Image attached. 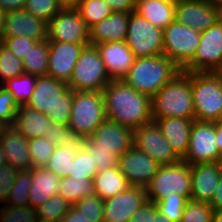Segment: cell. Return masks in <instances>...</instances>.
<instances>
[{
	"mask_svg": "<svg viewBox=\"0 0 222 222\" xmlns=\"http://www.w3.org/2000/svg\"><path fill=\"white\" fill-rule=\"evenodd\" d=\"M106 118L135 130L152 121V98L122 80H111L102 90Z\"/></svg>",
	"mask_w": 222,
	"mask_h": 222,
	"instance_id": "1",
	"label": "cell"
},
{
	"mask_svg": "<svg viewBox=\"0 0 222 222\" xmlns=\"http://www.w3.org/2000/svg\"><path fill=\"white\" fill-rule=\"evenodd\" d=\"M181 69L165 55L135 58L121 79L139 93L153 97Z\"/></svg>",
	"mask_w": 222,
	"mask_h": 222,
	"instance_id": "2",
	"label": "cell"
},
{
	"mask_svg": "<svg viewBox=\"0 0 222 222\" xmlns=\"http://www.w3.org/2000/svg\"><path fill=\"white\" fill-rule=\"evenodd\" d=\"M72 101L73 90L69 89L67 83L49 76H40L25 105L46 114L54 122L68 125Z\"/></svg>",
	"mask_w": 222,
	"mask_h": 222,
	"instance_id": "3",
	"label": "cell"
},
{
	"mask_svg": "<svg viewBox=\"0 0 222 222\" xmlns=\"http://www.w3.org/2000/svg\"><path fill=\"white\" fill-rule=\"evenodd\" d=\"M195 118L191 72L180 71L152 97V119Z\"/></svg>",
	"mask_w": 222,
	"mask_h": 222,
	"instance_id": "4",
	"label": "cell"
},
{
	"mask_svg": "<svg viewBox=\"0 0 222 222\" xmlns=\"http://www.w3.org/2000/svg\"><path fill=\"white\" fill-rule=\"evenodd\" d=\"M191 90L195 120H222V74L220 72H191Z\"/></svg>",
	"mask_w": 222,
	"mask_h": 222,
	"instance_id": "5",
	"label": "cell"
},
{
	"mask_svg": "<svg viewBox=\"0 0 222 222\" xmlns=\"http://www.w3.org/2000/svg\"><path fill=\"white\" fill-rule=\"evenodd\" d=\"M105 119L102 91H73L68 127L77 138H89Z\"/></svg>",
	"mask_w": 222,
	"mask_h": 222,
	"instance_id": "6",
	"label": "cell"
},
{
	"mask_svg": "<svg viewBox=\"0 0 222 222\" xmlns=\"http://www.w3.org/2000/svg\"><path fill=\"white\" fill-rule=\"evenodd\" d=\"M147 200L153 203L162 197L178 194L190 200L191 197V166L182 160L172 165L159 166L146 187Z\"/></svg>",
	"mask_w": 222,
	"mask_h": 222,
	"instance_id": "7",
	"label": "cell"
},
{
	"mask_svg": "<svg viewBox=\"0 0 222 222\" xmlns=\"http://www.w3.org/2000/svg\"><path fill=\"white\" fill-rule=\"evenodd\" d=\"M111 80L99 50L87 45L81 51L67 84L73 91H102Z\"/></svg>",
	"mask_w": 222,
	"mask_h": 222,
	"instance_id": "8",
	"label": "cell"
},
{
	"mask_svg": "<svg viewBox=\"0 0 222 222\" xmlns=\"http://www.w3.org/2000/svg\"><path fill=\"white\" fill-rule=\"evenodd\" d=\"M200 39V31L174 20L163 30V55L182 70L192 60Z\"/></svg>",
	"mask_w": 222,
	"mask_h": 222,
	"instance_id": "9",
	"label": "cell"
},
{
	"mask_svg": "<svg viewBox=\"0 0 222 222\" xmlns=\"http://www.w3.org/2000/svg\"><path fill=\"white\" fill-rule=\"evenodd\" d=\"M125 43L135 58L163 55V29L132 12Z\"/></svg>",
	"mask_w": 222,
	"mask_h": 222,
	"instance_id": "10",
	"label": "cell"
},
{
	"mask_svg": "<svg viewBox=\"0 0 222 222\" xmlns=\"http://www.w3.org/2000/svg\"><path fill=\"white\" fill-rule=\"evenodd\" d=\"M183 72L222 71V24L216 23L201 32L200 44Z\"/></svg>",
	"mask_w": 222,
	"mask_h": 222,
	"instance_id": "11",
	"label": "cell"
},
{
	"mask_svg": "<svg viewBox=\"0 0 222 222\" xmlns=\"http://www.w3.org/2000/svg\"><path fill=\"white\" fill-rule=\"evenodd\" d=\"M133 146L161 165H172L182 160L172 149L155 121L133 130Z\"/></svg>",
	"mask_w": 222,
	"mask_h": 222,
	"instance_id": "12",
	"label": "cell"
},
{
	"mask_svg": "<svg viewBox=\"0 0 222 222\" xmlns=\"http://www.w3.org/2000/svg\"><path fill=\"white\" fill-rule=\"evenodd\" d=\"M219 151L216 143V122H200L192 124L190 143L182 161L191 165L198 163H215Z\"/></svg>",
	"mask_w": 222,
	"mask_h": 222,
	"instance_id": "13",
	"label": "cell"
},
{
	"mask_svg": "<svg viewBox=\"0 0 222 222\" xmlns=\"http://www.w3.org/2000/svg\"><path fill=\"white\" fill-rule=\"evenodd\" d=\"M47 40L89 43V28L76 8H62L47 26Z\"/></svg>",
	"mask_w": 222,
	"mask_h": 222,
	"instance_id": "14",
	"label": "cell"
},
{
	"mask_svg": "<svg viewBox=\"0 0 222 222\" xmlns=\"http://www.w3.org/2000/svg\"><path fill=\"white\" fill-rule=\"evenodd\" d=\"M118 166L130 186L146 188L160 165L132 145L118 158Z\"/></svg>",
	"mask_w": 222,
	"mask_h": 222,
	"instance_id": "15",
	"label": "cell"
},
{
	"mask_svg": "<svg viewBox=\"0 0 222 222\" xmlns=\"http://www.w3.org/2000/svg\"><path fill=\"white\" fill-rule=\"evenodd\" d=\"M147 201L146 188L129 186L122 193L104 200L103 222H129Z\"/></svg>",
	"mask_w": 222,
	"mask_h": 222,
	"instance_id": "16",
	"label": "cell"
},
{
	"mask_svg": "<svg viewBox=\"0 0 222 222\" xmlns=\"http://www.w3.org/2000/svg\"><path fill=\"white\" fill-rule=\"evenodd\" d=\"M89 43L48 41L47 76L68 83L81 51Z\"/></svg>",
	"mask_w": 222,
	"mask_h": 222,
	"instance_id": "17",
	"label": "cell"
},
{
	"mask_svg": "<svg viewBox=\"0 0 222 222\" xmlns=\"http://www.w3.org/2000/svg\"><path fill=\"white\" fill-rule=\"evenodd\" d=\"M87 139L96 150L108 151L119 158L133 145V130L106 118Z\"/></svg>",
	"mask_w": 222,
	"mask_h": 222,
	"instance_id": "18",
	"label": "cell"
},
{
	"mask_svg": "<svg viewBox=\"0 0 222 222\" xmlns=\"http://www.w3.org/2000/svg\"><path fill=\"white\" fill-rule=\"evenodd\" d=\"M175 21L197 31H205L218 22L216 8L206 0H184L175 5Z\"/></svg>",
	"mask_w": 222,
	"mask_h": 222,
	"instance_id": "19",
	"label": "cell"
},
{
	"mask_svg": "<svg viewBox=\"0 0 222 222\" xmlns=\"http://www.w3.org/2000/svg\"><path fill=\"white\" fill-rule=\"evenodd\" d=\"M47 26L46 21L30 15L24 9L9 11L4 17L3 39L25 36L37 41L46 40Z\"/></svg>",
	"mask_w": 222,
	"mask_h": 222,
	"instance_id": "20",
	"label": "cell"
},
{
	"mask_svg": "<svg viewBox=\"0 0 222 222\" xmlns=\"http://www.w3.org/2000/svg\"><path fill=\"white\" fill-rule=\"evenodd\" d=\"M99 50L107 73L112 80H121L132 66L135 56L125 41L101 42L95 45Z\"/></svg>",
	"mask_w": 222,
	"mask_h": 222,
	"instance_id": "21",
	"label": "cell"
},
{
	"mask_svg": "<svg viewBox=\"0 0 222 222\" xmlns=\"http://www.w3.org/2000/svg\"><path fill=\"white\" fill-rule=\"evenodd\" d=\"M221 171L217 162L191 165V200L210 204Z\"/></svg>",
	"mask_w": 222,
	"mask_h": 222,
	"instance_id": "22",
	"label": "cell"
},
{
	"mask_svg": "<svg viewBox=\"0 0 222 222\" xmlns=\"http://www.w3.org/2000/svg\"><path fill=\"white\" fill-rule=\"evenodd\" d=\"M0 142L8 164L18 170L32 168L28 139L22 136L13 126L2 127Z\"/></svg>",
	"mask_w": 222,
	"mask_h": 222,
	"instance_id": "23",
	"label": "cell"
},
{
	"mask_svg": "<svg viewBox=\"0 0 222 222\" xmlns=\"http://www.w3.org/2000/svg\"><path fill=\"white\" fill-rule=\"evenodd\" d=\"M194 120L195 118L179 117L153 119L174 152L181 159L188 151Z\"/></svg>",
	"mask_w": 222,
	"mask_h": 222,
	"instance_id": "24",
	"label": "cell"
},
{
	"mask_svg": "<svg viewBox=\"0 0 222 222\" xmlns=\"http://www.w3.org/2000/svg\"><path fill=\"white\" fill-rule=\"evenodd\" d=\"M130 13L113 12L89 29V45L125 41Z\"/></svg>",
	"mask_w": 222,
	"mask_h": 222,
	"instance_id": "25",
	"label": "cell"
},
{
	"mask_svg": "<svg viewBox=\"0 0 222 222\" xmlns=\"http://www.w3.org/2000/svg\"><path fill=\"white\" fill-rule=\"evenodd\" d=\"M61 178L45 167H32V185L29 190V205L38 207L46 200L59 193Z\"/></svg>",
	"mask_w": 222,
	"mask_h": 222,
	"instance_id": "26",
	"label": "cell"
},
{
	"mask_svg": "<svg viewBox=\"0 0 222 222\" xmlns=\"http://www.w3.org/2000/svg\"><path fill=\"white\" fill-rule=\"evenodd\" d=\"M51 119L26 105H20L13 127L26 139L43 137L48 131Z\"/></svg>",
	"mask_w": 222,
	"mask_h": 222,
	"instance_id": "27",
	"label": "cell"
},
{
	"mask_svg": "<svg viewBox=\"0 0 222 222\" xmlns=\"http://www.w3.org/2000/svg\"><path fill=\"white\" fill-rule=\"evenodd\" d=\"M135 13L164 30L175 20V5L163 0H136Z\"/></svg>",
	"mask_w": 222,
	"mask_h": 222,
	"instance_id": "28",
	"label": "cell"
},
{
	"mask_svg": "<svg viewBox=\"0 0 222 222\" xmlns=\"http://www.w3.org/2000/svg\"><path fill=\"white\" fill-rule=\"evenodd\" d=\"M93 185L94 194L103 200L122 193L130 186L118 165L98 171L93 178Z\"/></svg>",
	"mask_w": 222,
	"mask_h": 222,
	"instance_id": "29",
	"label": "cell"
},
{
	"mask_svg": "<svg viewBox=\"0 0 222 222\" xmlns=\"http://www.w3.org/2000/svg\"><path fill=\"white\" fill-rule=\"evenodd\" d=\"M81 142L82 140L76 138L73 142L67 143L64 146H55L52 155L44 167L59 178L68 176Z\"/></svg>",
	"mask_w": 222,
	"mask_h": 222,
	"instance_id": "30",
	"label": "cell"
},
{
	"mask_svg": "<svg viewBox=\"0 0 222 222\" xmlns=\"http://www.w3.org/2000/svg\"><path fill=\"white\" fill-rule=\"evenodd\" d=\"M48 54V40L37 41L22 58L24 72L37 77L47 76Z\"/></svg>",
	"mask_w": 222,
	"mask_h": 222,
	"instance_id": "31",
	"label": "cell"
},
{
	"mask_svg": "<svg viewBox=\"0 0 222 222\" xmlns=\"http://www.w3.org/2000/svg\"><path fill=\"white\" fill-rule=\"evenodd\" d=\"M93 179H73L69 176L63 177L59 183L58 195L74 205L79 199L94 193Z\"/></svg>",
	"mask_w": 222,
	"mask_h": 222,
	"instance_id": "32",
	"label": "cell"
},
{
	"mask_svg": "<svg viewBox=\"0 0 222 222\" xmlns=\"http://www.w3.org/2000/svg\"><path fill=\"white\" fill-rule=\"evenodd\" d=\"M98 172L97 166L94 165L93 152L81 142L78 146L74 162L69 172V177L73 179H93Z\"/></svg>",
	"mask_w": 222,
	"mask_h": 222,
	"instance_id": "33",
	"label": "cell"
},
{
	"mask_svg": "<svg viewBox=\"0 0 222 222\" xmlns=\"http://www.w3.org/2000/svg\"><path fill=\"white\" fill-rule=\"evenodd\" d=\"M32 185V168L19 170L8 199L4 203L7 206L23 207L29 205V190Z\"/></svg>",
	"mask_w": 222,
	"mask_h": 222,
	"instance_id": "34",
	"label": "cell"
},
{
	"mask_svg": "<svg viewBox=\"0 0 222 222\" xmlns=\"http://www.w3.org/2000/svg\"><path fill=\"white\" fill-rule=\"evenodd\" d=\"M76 9L89 29L113 13L105 0H80Z\"/></svg>",
	"mask_w": 222,
	"mask_h": 222,
	"instance_id": "35",
	"label": "cell"
},
{
	"mask_svg": "<svg viewBox=\"0 0 222 222\" xmlns=\"http://www.w3.org/2000/svg\"><path fill=\"white\" fill-rule=\"evenodd\" d=\"M37 76L23 73L2 85L13 95L17 104L25 105L33 94Z\"/></svg>",
	"mask_w": 222,
	"mask_h": 222,
	"instance_id": "36",
	"label": "cell"
},
{
	"mask_svg": "<svg viewBox=\"0 0 222 222\" xmlns=\"http://www.w3.org/2000/svg\"><path fill=\"white\" fill-rule=\"evenodd\" d=\"M72 206L73 205L62 196L54 195L36 207L37 219L42 221L60 222Z\"/></svg>",
	"mask_w": 222,
	"mask_h": 222,
	"instance_id": "37",
	"label": "cell"
},
{
	"mask_svg": "<svg viewBox=\"0 0 222 222\" xmlns=\"http://www.w3.org/2000/svg\"><path fill=\"white\" fill-rule=\"evenodd\" d=\"M23 73L22 60L0 43V84Z\"/></svg>",
	"mask_w": 222,
	"mask_h": 222,
	"instance_id": "38",
	"label": "cell"
},
{
	"mask_svg": "<svg viewBox=\"0 0 222 222\" xmlns=\"http://www.w3.org/2000/svg\"><path fill=\"white\" fill-rule=\"evenodd\" d=\"M31 157V167H44L52 155L55 144L50 143L45 136L28 140Z\"/></svg>",
	"mask_w": 222,
	"mask_h": 222,
	"instance_id": "39",
	"label": "cell"
},
{
	"mask_svg": "<svg viewBox=\"0 0 222 222\" xmlns=\"http://www.w3.org/2000/svg\"><path fill=\"white\" fill-rule=\"evenodd\" d=\"M90 222H103L104 200L96 194L79 199L74 205Z\"/></svg>",
	"mask_w": 222,
	"mask_h": 222,
	"instance_id": "40",
	"label": "cell"
},
{
	"mask_svg": "<svg viewBox=\"0 0 222 222\" xmlns=\"http://www.w3.org/2000/svg\"><path fill=\"white\" fill-rule=\"evenodd\" d=\"M23 9L48 23L62 7L57 0H27Z\"/></svg>",
	"mask_w": 222,
	"mask_h": 222,
	"instance_id": "41",
	"label": "cell"
},
{
	"mask_svg": "<svg viewBox=\"0 0 222 222\" xmlns=\"http://www.w3.org/2000/svg\"><path fill=\"white\" fill-rule=\"evenodd\" d=\"M187 201L186 197L173 194L172 197H162L155 204L161 214L173 222H180Z\"/></svg>",
	"mask_w": 222,
	"mask_h": 222,
	"instance_id": "42",
	"label": "cell"
},
{
	"mask_svg": "<svg viewBox=\"0 0 222 222\" xmlns=\"http://www.w3.org/2000/svg\"><path fill=\"white\" fill-rule=\"evenodd\" d=\"M213 208L204 202L188 200L180 222H211Z\"/></svg>",
	"mask_w": 222,
	"mask_h": 222,
	"instance_id": "43",
	"label": "cell"
},
{
	"mask_svg": "<svg viewBox=\"0 0 222 222\" xmlns=\"http://www.w3.org/2000/svg\"><path fill=\"white\" fill-rule=\"evenodd\" d=\"M36 208L30 205L23 207L7 206L0 207V222H36Z\"/></svg>",
	"mask_w": 222,
	"mask_h": 222,
	"instance_id": "44",
	"label": "cell"
},
{
	"mask_svg": "<svg viewBox=\"0 0 222 222\" xmlns=\"http://www.w3.org/2000/svg\"><path fill=\"white\" fill-rule=\"evenodd\" d=\"M19 109L13 95L3 86H0V124L13 126Z\"/></svg>",
	"mask_w": 222,
	"mask_h": 222,
	"instance_id": "45",
	"label": "cell"
},
{
	"mask_svg": "<svg viewBox=\"0 0 222 222\" xmlns=\"http://www.w3.org/2000/svg\"><path fill=\"white\" fill-rule=\"evenodd\" d=\"M45 137L50 143H54L55 146H64L77 138L68 125H62L54 121H51L49 124Z\"/></svg>",
	"mask_w": 222,
	"mask_h": 222,
	"instance_id": "46",
	"label": "cell"
},
{
	"mask_svg": "<svg viewBox=\"0 0 222 222\" xmlns=\"http://www.w3.org/2000/svg\"><path fill=\"white\" fill-rule=\"evenodd\" d=\"M37 42L32 38H27L25 36L18 37H5L2 39L1 44L5 46L8 50L15 54L16 57L22 58L30 51V48Z\"/></svg>",
	"mask_w": 222,
	"mask_h": 222,
	"instance_id": "47",
	"label": "cell"
},
{
	"mask_svg": "<svg viewBox=\"0 0 222 222\" xmlns=\"http://www.w3.org/2000/svg\"><path fill=\"white\" fill-rule=\"evenodd\" d=\"M18 169L10 164L0 166V203L4 204L8 199L10 190L12 189Z\"/></svg>",
	"mask_w": 222,
	"mask_h": 222,
	"instance_id": "48",
	"label": "cell"
},
{
	"mask_svg": "<svg viewBox=\"0 0 222 222\" xmlns=\"http://www.w3.org/2000/svg\"><path fill=\"white\" fill-rule=\"evenodd\" d=\"M82 142L93 152L94 165L97 166L98 171L118 165V158L114 154L104 150H96V146L87 138Z\"/></svg>",
	"mask_w": 222,
	"mask_h": 222,
	"instance_id": "49",
	"label": "cell"
},
{
	"mask_svg": "<svg viewBox=\"0 0 222 222\" xmlns=\"http://www.w3.org/2000/svg\"><path fill=\"white\" fill-rule=\"evenodd\" d=\"M156 210V204L147 201L140 208H138V210L130 218L129 222H154V212Z\"/></svg>",
	"mask_w": 222,
	"mask_h": 222,
	"instance_id": "50",
	"label": "cell"
},
{
	"mask_svg": "<svg viewBox=\"0 0 222 222\" xmlns=\"http://www.w3.org/2000/svg\"><path fill=\"white\" fill-rule=\"evenodd\" d=\"M113 12L132 13L135 12L136 0H105Z\"/></svg>",
	"mask_w": 222,
	"mask_h": 222,
	"instance_id": "51",
	"label": "cell"
},
{
	"mask_svg": "<svg viewBox=\"0 0 222 222\" xmlns=\"http://www.w3.org/2000/svg\"><path fill=\"white\" fill-rule=\"evenodd\" d=\"M60 222H90L89 219L79 212L75 207H71Z\"/></svg>",
	"mask_w": 222,
	"mask_h": 222,
	"instance_id": "52",
	"label": "cell"
},
{
	"mask_svg": "<svg viewBox=\"0 0 222 222\" xmlns=\"http://www.w3.org/2000/svg\"><path fill=\"white\" fill-rule=\"evenodd\" d=\"M27 0H0V9L3 12H9L14 10H21Z\"/></svg>",
	"mask_w": 222,
	"mask_h": 222,
	"instance_id": "53",
	"label": "cell"
},
{
	"mask_svg": "<svg viewBox=\"0 0 222 222\" xmlns=\"http://www.w3.org/2000/svg\"><path fill=\"white\" fill-rule=\"evenodd\" d=\"M209 205L213 208V210L222 209V173L215 188L214 197Z\"/></svg>",
	"mask_w": 222,
	"mask_h": 222,
	"instance_id": "54",
	"label": "cell"
},
{
	"mask_svg": "<svg viewBox=\"0 0 222 222\" xmlns=\"http://www.w3.org/2000/svg\"><path fill=\"white\" fill-rule=\"evenodd\" d=\"M216 143L219 155L222 154V122H216Z\"/></svg>",
	"mask_w": 222,
	"mask_h": 222,
	"instance_id": "55",
	"label": "cell"
},
{
	"mask_svg": "<svg viewBox=\"0 0 222 222\" xmlns=\"http://www.w3.org/2000/svg\"><path fill=\"white\" fill-rule=\"evenodd\" d=\"M80 0H57L62 8H77Z\"/></svg>",
	"mask_w": 222,
	"mask_h": 222,
	"instance_id": "56",
	"label": "cell"
},
{
	"mask_svg": "<svg viewBox=\"0 0 222 222\" xmlns=\"http://www.w3.org/2000/svg\"><path fill=\"white\" fill-rule=\"evenodd\" d=\"M154 222H173L167 216L161 214L158 209L154 212Z\"/></svg>",
	"mask_w": 222,
	"mask_h": 222,
	"instance_id": "57",
	"label": "cell"
},
{
	"mask_svg": "<svg viewBox=\"0 0 222 222\" xmlns=\"http://www.w3.org/2000/svg\"><path fill=\"white\" fill-rule=\"evenodd\" d=\"M4 17H5V12H3L0 9V43L3 39V33H4Z\"/></svg>",
	"mask_w": 222,
	"mask_h": 222,
	"instance_id": "58",
	"label": "cell"
},
{
	"mask_svg": "<svg viewBox=\"0 0 222 222\" xmlns=\"http://www.w3.org/2000/svg\"><path fill=\"white\" fill-rule=\"evenodd\" d=\"M211 222H222V209L213 211Z\"/></svg>",
	"mask_w": 222,
	"mask_h": 222,
	"instance_id": "59",
	"label": "cell"
},
{
	"mask_svg": "<svg viewBox=\"0 0 222 222\" xmlns=\"http://www.w3.org/2000/svg\"><path fill=\"white\" fill-rule=\"evenodd\" d=\"M7 164L5 153L2 150V144L0 142V166Z\"/></svg>",
	"mask_w": 222,
	"mask_h": 222,
	"instance_id": "60",
	"label": "cell"
},
{
	"mask_svg": "<svg viewBox=\"0 0 222 222\" xmlns=\"http://www.w3.org/2000/svg\"><path fill=\"white\" fill-rule=\"evenodd\" d=\"M215 8H216V12H217L218 23L222 24V4H220L219 6H217Z\"/></svg>",
	"mask_w": 222,
	"mask_h": 222,
	"instance_id": "61",
	"label": "cell"
},
{
	"mask_svg": "<svg viewBox=\"0 0 222 222\" xmlns=\"http://www.w3.org/2000/svg\"><path fill=\"white\" fill-rule=\"evenodd\" d=\"M208 4H210L213 7H217L220 4H222V0H206Z\"/></svg>",
	"mask_w": 222,
	"mask_h": 222,
	"instance_id": "62",
	"label": "cell"
},
{
	"mask_svg": "<svg viewBox=\"0 0 222 222\" xmlns=\"http://www.w3.org/2000/svg\"><path fill=\"white\" fill-rule=\"evenodd\" d=\"M217 164H218L219 169H220V171H221V173H222V154L219 155V158H218Z\"/></svg>",
	"mask_w": 222,
	"mask_h": 222,
	"instance_id": "63",
	"label": "cell"
},
{
	"mask_svg": "<svg viewBox=\"0 0 222 222\" xmlns=\"http://www.w3.org/2000/svg\"><path fill=\"white\" fill-rule=\"evenodd\" d=\"M163 1H167L176 5L177 3H180L181 1H184V0H163Z\"/></svg>",
	"mask_w": 222,
	"mask_h": 222,
	"instance_id": "64",
	"label": "cell"
},
{
	"mask_svg": "<svg viewBox=\"0 0 222 222\" xmlns=\"http://www.w3.org/2000/svg\"><path fill=\"white\" fill-rule=\"evenodd\" d=\"M36 222H51V221H42V220L37 219Z\"/></svg>",
	"mask_w": 222,
	"mask_h": 222,
	"instance_id": "65",
	"label": "cell"
}]
</instances>
